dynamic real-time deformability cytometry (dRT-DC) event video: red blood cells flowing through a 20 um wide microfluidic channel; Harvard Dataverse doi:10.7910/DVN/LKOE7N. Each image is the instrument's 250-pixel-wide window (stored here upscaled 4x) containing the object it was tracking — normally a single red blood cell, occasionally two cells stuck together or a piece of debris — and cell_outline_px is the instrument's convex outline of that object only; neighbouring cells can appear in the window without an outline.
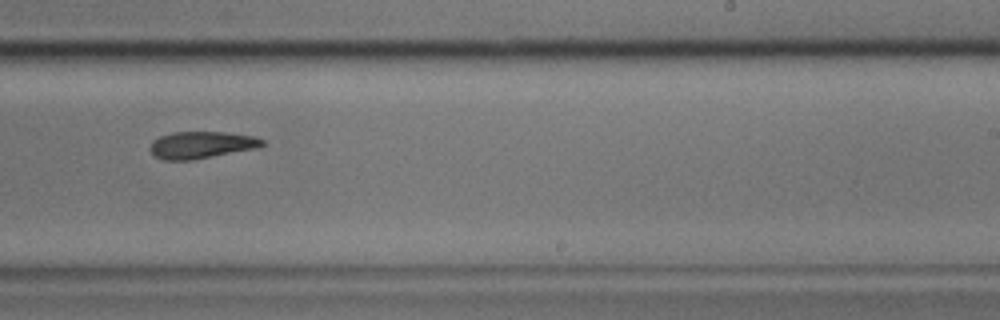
{"species": "common noctule bat (a hibernating species)", "species_latin": "Nyctalus noctula", "temperature_condition": "cold", "stored_images_in_passage": 12, "camera_frame_rate_fps": 3000, "um_per_image_px": 0.085, "animal": {"sex": "male", "body_mass_g": 17.9}, "frame": {"image": 1, "passage_image": 7, "time_ms": 2.0, "image_size_px": [1000, 320], "cell_outline_px": [[264, 144], [260, 148], [192, 160], [164, 160], [156, 156], [148, 148], [152, 140], [160, 136], [172, 132], [224, 132], [252, 136], [264, 140]], "centroid_in_image_um": [17.12, 12.32], "position_along_channel_um": 271.9, "area_um2": 17.74}}
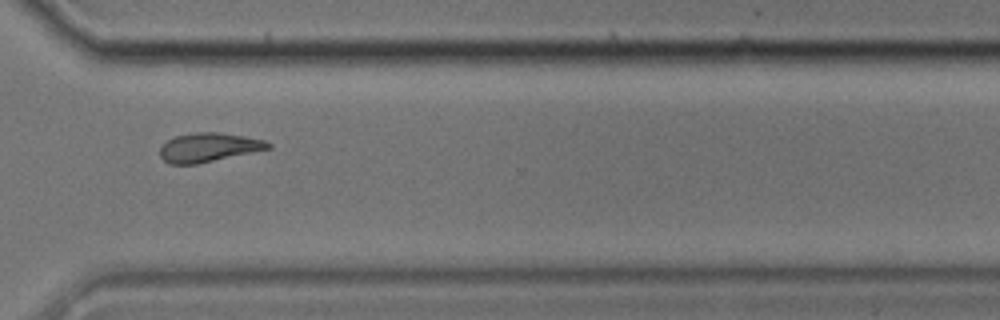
{"frame": {"image": 2, "passage_image": 9, "time_ms": 2.667, "image_size_px": [1000, 320], "cell_outline_px": [[272, 148], [196, 164], [168, 164], [160, 156], [160, 148], [168, 140], [176, 136], [196, 132], [220, 132], [244, 136], [264, 140], [272, 144]], "centroid_in_image_um": [17.74, 12.52], "position_along_channel_um": 352.9, "area_um2": 18.15}}